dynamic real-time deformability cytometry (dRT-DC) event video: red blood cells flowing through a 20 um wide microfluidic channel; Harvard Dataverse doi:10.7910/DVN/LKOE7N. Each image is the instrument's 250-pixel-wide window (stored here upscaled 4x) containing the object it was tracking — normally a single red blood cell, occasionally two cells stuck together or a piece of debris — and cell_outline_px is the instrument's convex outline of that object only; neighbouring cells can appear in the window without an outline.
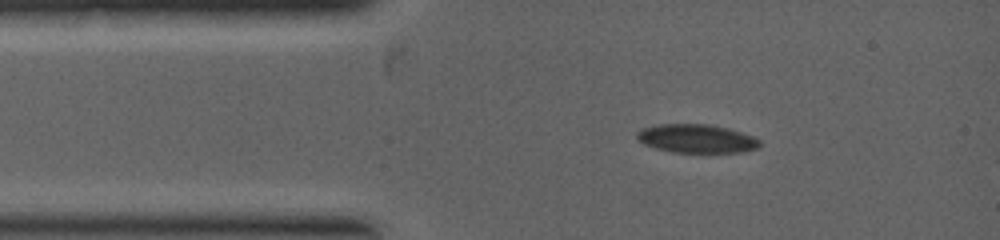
{"species": "common noctule bat (a hibernating species)", "species_latin": "Nyctalus noctula", "temperature_condition": "warm", "stored_images_in_passage": 3, "camera_frame_rate_fps": 5000, "um_per_image_px": 0.085, "animal": {"sex": "female", "body_mass_g": 19.0, "forearm_length_mm": 53.3}, "frame": {"image": 1, "passage_image": 2, "time_ms": 0.4, "image_size_px": [1000, 240], "cell_outline_px": [[760, 144], [756, 148], [744, 152], [672, 152], [656, 148], [644, 144], [636, 140], [636, 132], [644, 128], [656, 124], [708, 124], [728, 128], [752, 136], [760, 140]], "centroid_in_image_um": [59.17, 11.78], "position_along_channel_um": 25.8, "area_um2": 20.4}}